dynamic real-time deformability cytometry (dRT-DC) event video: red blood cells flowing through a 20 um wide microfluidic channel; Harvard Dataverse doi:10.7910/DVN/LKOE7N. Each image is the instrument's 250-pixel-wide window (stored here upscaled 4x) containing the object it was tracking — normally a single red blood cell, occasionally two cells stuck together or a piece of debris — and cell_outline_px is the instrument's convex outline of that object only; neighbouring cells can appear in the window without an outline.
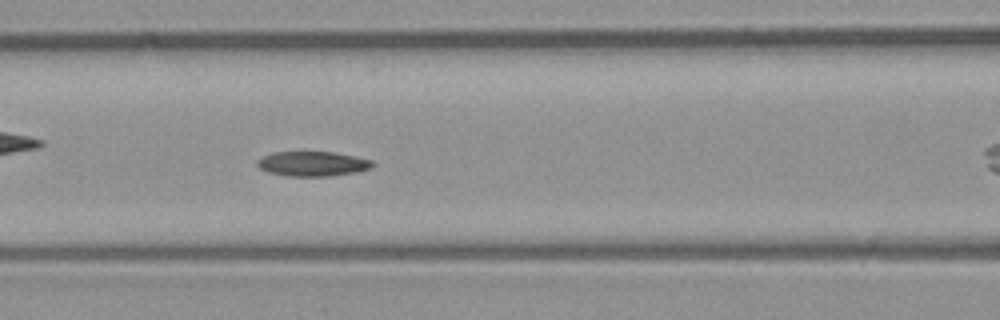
{"species": "common noctule bat (a hibernating species)", "species_latin": "Nyctalus noctula", "temperature_condition": "room temperature", "stored_images_in_passage": 47, "camera_frame_rate_fps": 3000, "um_per_image_px": 0.085, "animal": {"sex": "male", "body_mass_g": 23.1, "forearm_length_mm": 52.7}, "frame": {"image": 1, "passage_image": 16, "time_ms": 5.0, "image_size_px": [1000, 320], "cell_outline_px": [[376, 164], [372, 168], [356, 172], [332, 176], [288, 176], [268, 172], [260, 168], [256, 164], [256, 160], [272, 152], [332, 152], [356, 156], [372, 160]], "centroid_in_image_um": [26.6, 13.92], "position_along_channel_um": 140.0, "area_um2": 16.76}}
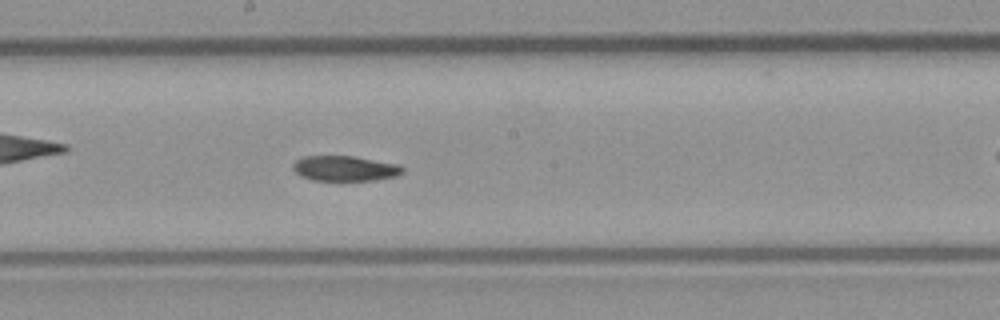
{"frame": {"image": 2, "passage_image": 22, "time_ms": 7.0, "image_size_px": [1000, 320], "cell_outline_px": [[404, 172], [396, 176], [376, 180], [312, 180], [300, 176], [292, 168], [292, 164], [296, 160], [304, 156], [356, 156], [400, 164], [404, 168]], "centroid_in_image_um": [29.34, 14.31], "position_along_channel_um": 218.9, "area_um2": 16.3}}
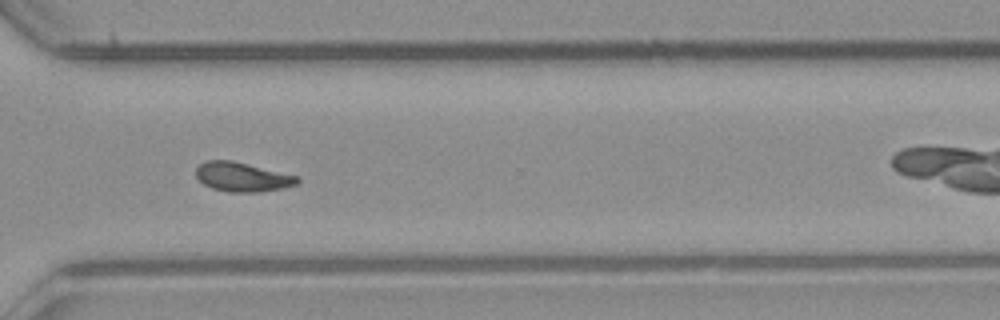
{"frame": {"image": 3, "passage_image": 32, "time_ms": 10.333, "image_size_px": [1000, 320], "cell_outline_px": [[300, 180], [296, 184], [284, 188], [260, 192], [228, 192], [212, 188], [204, 184], [196, 176], [196, 168], [200, 164], [208, 160], [232, 160], [300, 176]], "centroid_in_image_um": [20.63, 15.04], "position_along_channel_um": 350.0, "area_um2": 17.4}, "authors_computed_cell_mechanics": {"area_um2": 16.9354, "velocity_mm_per_s": 3.9517, "shape_relaxation_time_tau1_ms": 9.8745, "shape_relaxation_time_tau2_ms": null, "deformation_change_tau1": 0.1862, "deformation_change_tau2": null}}